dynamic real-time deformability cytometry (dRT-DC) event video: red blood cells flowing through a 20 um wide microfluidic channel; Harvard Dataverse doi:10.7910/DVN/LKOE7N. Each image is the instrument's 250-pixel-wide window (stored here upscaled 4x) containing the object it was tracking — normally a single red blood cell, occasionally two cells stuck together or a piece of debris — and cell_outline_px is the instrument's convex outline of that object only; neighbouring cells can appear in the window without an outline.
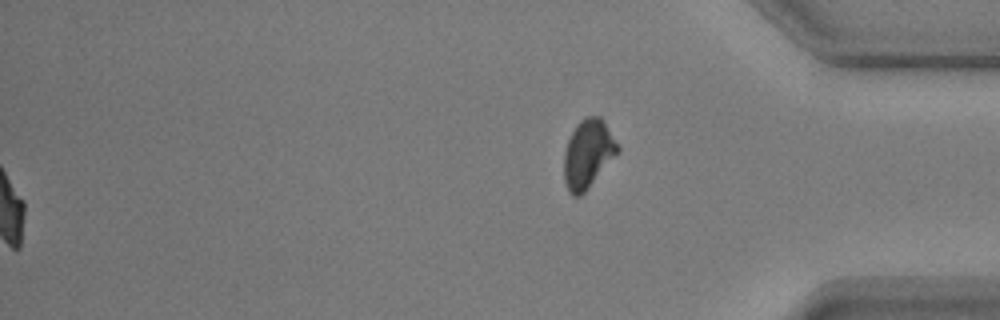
{"species": "common noctule bat (a hibernating species)", "species_latin": "Nyctalus noctula", "temperature_condition": "warm", "stored_images_in_passage": 50, "segment_of_instrument_passage": [2, 2], "camera_frame_rate_fps": 3000, "um_per_image_px": 0.085, "animal": {"sex": "male", "body_mass_g": 17.9, "forearm_length_mm": 54.2}, "frame": {"image": 1, "passage_image": 50, "time_ms": 16.333, "image_size_px": [1000, 320], "cell_outline_px": [[620, 152], [588, 188], [580, 196], [572, 196], [568, 192], [564, 180], [564, 152], [568, 140], [576, 124], [584, 116], [600, 116], [604, 120], [620, 148]], "centroid_in_image_um": [49.98, 13.07], "position_along_channel_um": 385.2, "area_um2": 21.62}}